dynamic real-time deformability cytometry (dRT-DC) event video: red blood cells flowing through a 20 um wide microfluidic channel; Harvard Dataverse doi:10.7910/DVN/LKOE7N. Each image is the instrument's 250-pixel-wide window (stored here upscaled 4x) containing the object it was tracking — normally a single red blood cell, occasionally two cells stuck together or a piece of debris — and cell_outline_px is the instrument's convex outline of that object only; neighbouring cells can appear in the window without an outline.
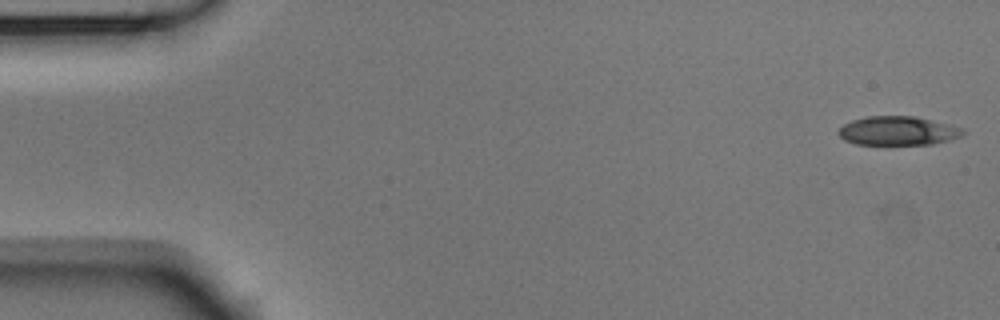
{"species": "Egyptian fruit bat (a non-hibernating species)", "species_latin": "Rousettus aegyptiacus", "temperature_condition": "room temperature", "stored_images_in_passage": 53, "camera_frame_rate_fps": 3000, "um_per_image_px": 0.085, "animal": {"sex": "male"}, "frame": {"image": 1, "passage_image": 1, "time_ms": 0.0, "image_size_px": [1000, 320], "cell_outline_px": [[964, 132], [960, 136], [948, 140], [932, 144], [856, 144], [844, 140], [836, 132], [844, 124], [852, 120], [868, 116], [912, 116], [952, 124], [964, 128]], "centroid_in_image_um": [76.32, 11.11], "position_along_channel_um": 8.7, "area_um2": 20.92}}
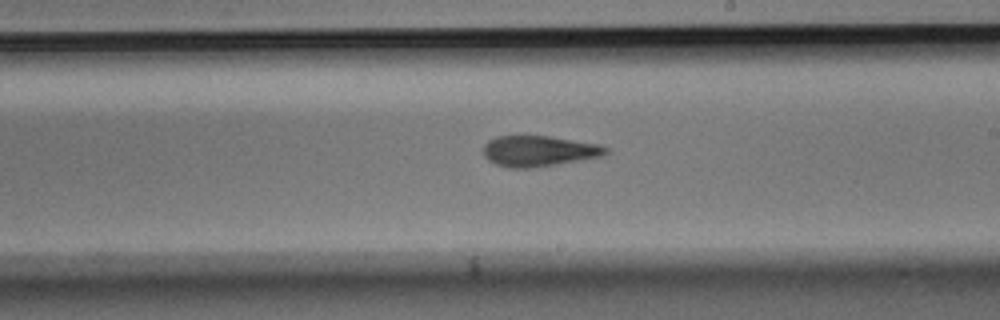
{"frame": {"image": 2, "passage_image": 30, "time_ms": 9.667, "image_size_px": [1000, 320], "cell_outline_px": [[608, 152], [600, 156], [580, 160], [532, 168], [508, 168], [496, 164], [488, 160], [484, 156], [484, 144], [488, 140], [496, 136], [548, 136], [600, 144], [608, 148]], "centroid_in_image_um": [45.77, 12.84], "position_along_channel_um": 243.2, "area_um2": 21.85}}
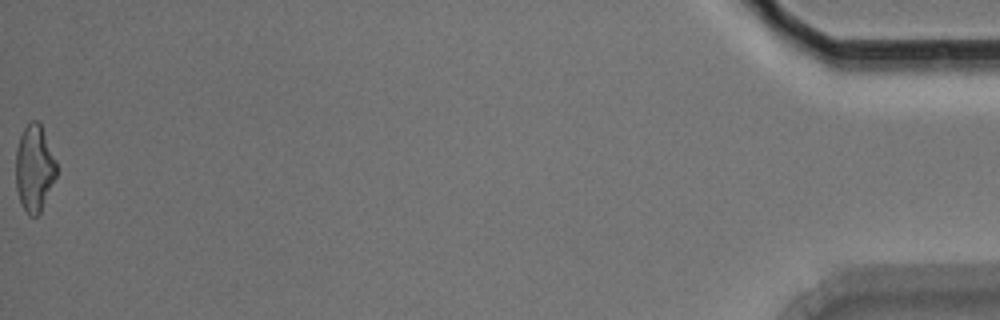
{"frame": {"image": 3, "passage_image": 53, "time_ms": 17.333, "image_size_px": [1000, 320], "cell_outline_px": [[56, 176], [40, 212], [36, 216], [28, 216], [20, 200], [16, 188], [16, 148], [20, 136], [24, 128], [32, 120], [36, 120], [40, 124], [56, 160]], "centroid_in_image_um": [2.91, 14.3], "position_along_channel_um": 432.3, "area_um2": 20.23}, "authors_computed_cell_mechanics": {"area_um2": 22.0796, "velocity_mm_per_s": 3.7753, "shape_relaxation_time_tau1_ms": 6.4506, "shape_relaxation_time_tau2_ms": 3.858, "deformation_change_tau1": 0.177, "deformation_change_tau2": 0.1312}}